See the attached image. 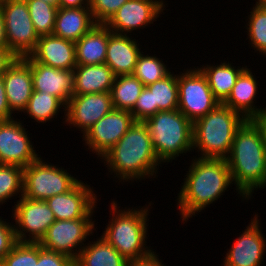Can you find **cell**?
<instances>
[{
  "label": "cell",
  "mask_w": 266,
  "mask_h": 266,
  "mask_svg": "<svg viewBox=\"0 0 266 266\" xmlns=\"http://www.w3.org/2000/svg\"><path fill=\"white\" fill-rule=\"evenodd\" d=\"M96 24L89 7H59L56 12L53 35L75 43Z\"/></svg>",
  "instance_id": "cell-24"
},
{
  "label": "cell",
  "mask_w": 266,
  "mask_h": 266,
  "mask_svg": "<svg viewBox=\"0 0 266 266\" xmlns=\"http://www.w3.org/2000/svg\"><path fill=\"white\" fill-rule=\"evenodd\" d=\"M41 156L23 168V196L47 200L71 190L80 180L64 168L44 162Z\"/></svg>",
  "instance_id": "cell-7"
},
{
  "label": "cell",
  "mask_w": 266,
  "mask_h": 266,
  "mask_svg": "<svg viewBox=\"0 0 266 266\" xmlns=\"http://www.w3.org/2000/svg\"><path fill=\"white\" fill-rule=\"evenodd\" d=\"M140 209H119L117 201L111 202L112 216L105 231L101 235L110 243L127 261L138 260L153 252L151 246L147 247L148 216L151 203ZM112 213V214H111ZM151 248V249H150Z\"/></svg>",
  "instance_id": "cell-4"
},
{
  "label": "cell",
  "mask_w": 266,
  "mask_h": 266,
  "mask_svg": "<svg viewBox=\"0 0 266 266\" xmlns=\"http://www.w3.org/2000/svg\"><path fill=\"white\" fill-rule=\"evenodd\" d=\"M134 122L135 119L129 111L113 108L99 119L82 139L90 152L100 159L127 133Z\"/></svg>",
  "instance_id": "cell-12"
},
{
  "label": "cell",
  "mask_w": 266,
  "mask_h": 266,
  "mask_svg": "<svg viewBox=\"0 0 266 266\" xmlns=\"http://www.w3.org/2000/svg\"><path fill=\"white\" fill-rule=\"evenodd\" d=\"M17 195L23 196V167L0 164V205Z\"/></svg>",
  "instance_id": "cell-34"
},
{
  "label": "cell",
  "mask_w": 266,
  "mask_h": 266,
  "mask_svg": "<svg viewBox=\"0 0 266 266\" xmlns=\"http://www.w3.org/2000/svg\"><path fill=\"white\" fill-rule=\"evenodd\" d=\"M128 261L102 236L85 245L74 266H127Z\"/></svg>",
  "instance_id": "cell-26"
},
{
  "label": "cell",
  "mask_w": 266,
  "mask_h": 266,
  "mask_svg": "<svg viewBox=\"0 0 266 266\" xmlns=\"http://www.w3.org/2000/svg\"><path fill=\"white\" fill-rule=\"evenodd\" d=\"M60 8L89 7V0H59Z\"/></svg>",
  "instance_id": "cell-44"
},
{
  "label": "cell",
  "mask_w": 266,
  "mask_h": 266,
  "mask_svg": "<svg viewBox=\"0 0 266 266\" xmlns=\"http://www.w3.org/2000/svg\"><path fill=\"white\" fill-rule=\"evenodd\" d=\"M14 204L12 219L15 220L13 225L17 242L39 243L55 221L53 211L45 200H33L24 196Z\"/></svg>",
  "instance_id": "cell-11"
},
{
  "label": "cell",
  "mask_w": 266,
  "mask_h": 266,
  "mask_svg": "<svg viewBox=\"0 0 266 266\" xmlns=\"http://www.w3.org/2000/svg\"><path fill=\"white\" fill-rule=\"evenodd\" d=\"M191 162L176 199L183 224L223 197L233 184L226 159L195 156Z\"/></svg>",
  "instance_id": "cell-1"
},
{
  "label": "cell",
  "mask_w": 266,
  "mask_h": 266,
  "mask_svg": "<svg viewBox=\"0 0 266 266\" xmlns=\"http://www.w3.org/2000/svg\"><path fill=\"white\" fill-rule=\"evenodd\" d=\"M256 3L266 10V0H256Z\"/></svg>",
  "instance_id": "cell-47"
},
{
  "label": "cell",
  "mask_w": 266,
  "mask_h": 266,
  "mask_svg": "<svg viewBox=\"0 0 266 266\" xmlns=\"http://www.w3.org/2000/svg\"><path fill=\"white\" fill-rule=\"evenodd\" d=\"M258 82L252 74L250 68L246 67L238 76L230 95L223 102L232 110L240 113L246 120L257 116L266 107L257 108L254 103L258 94Z\"/></svg>",
  "instance_id": "cell-22"
},
{
  "label": "cell",
  "mask_w": 266,
  "mask_h": 266,
  "mask_svg": "<svg viewBox=\"0 0 266 266\" xmlns=\"http://www.w3.org/2000/svg\"><path fill=\"white\" fill-rule=\"evenodd\" d=\"M19 119L0 120V164L27 167L40 156Z\"/></svg>",
  "instance_id": "cell-13"
},
{
  "label": "cell",
  "mask_w": 266,
  "mask_h": 266,
  "mask_svg": "<svg viewBox=\"0 0 266 266\" xmlns=\"http://www.w3.org/2000/svg\"><path fill=\"white\" fill-rule=\"evenodd\" d=\"M30 56L38 63L62 70H73L76 63L75 43L56 35H42Z\"/></svg>",
  "instance_id": "cell-20"
},
{
  "label": "cell",
  "mask_w": 266,
  "mask_h": 266,
  "mask_svg": "<svg viewBox=\"0 0 266 266\" xmlns=\"http://www.w3.org/2000/svg\"><path fill=\"white\" fill-rule=\"evenodd\" d=\"M127 266H166L164 263L162 264L161 259H159L157 253L153 251L150 255L138 259L128 261Z\"/></svg>",
  "instance_id": "cell-41"
},
{
  "label": "cell",
  "mask_w": 266,
  "mask_h": 266,
  "mask_svg": "<svg viewBox=\"0 0 266 266\" xmlns=\"http://www.w3.org/2000/svg\"><path fill=\"white\" fill-rule=\"evenodd\" d=\"M10 119H14V117L7 102L3 78L0 76V120Z\"/></svg>",
  "instance_id": "cell-40"
},
{
  "label": "cell",
  "mask_w": 266,
  "mask_h": 266,
  "mask_svg": "<svg viewBox=\"0 0 266 266\" xmlns=\"http://www.w3.org/2000/svg\"><path fill=\"white\" fill-rule=\"evenodd\" d=\"M38 243L17 242L0 262V266H37Z\"/></svg>",
  "instance_id": "cell-35"
},
{
  "label": "cell",
  "mask_w": 266,
  "mask_h": 266,
  "mask_svg": "<svg viewBox=\"0 0 266 266\" xmlns=\"http://www.w3.org/2000/svg\"><path fill=\"white\" fill-rule=\"evenodd\" d=\"M135 121H144L157 113V106H153L152 92L145 86L137 102L130 112Z\"/></svg>",
  "instance_id": "cell-37"
},
{
  "label": "cell",
  "mask_w": 266,
  "mask_h": 266,
  "mask_svg": "<svg viewBox=\"0 0 266 266\" xmlns=\"http://www.w3.org/2000/svg\"><path fill=\"white\" fill-rule=\"evenodd\" d=\"M23 58L31 66L34 91L48 92L66 106L73 95V70H62L38 63L30 55Z\"/></svg>",
  "instance_id": "cell-18"
},
{
  "label": "cell",
  "mask_w": 266,
  "mask_h": 266,
  "mask_svg": "<svg viewBox=\"0 0 266 266\" xmlns=\"http://www.w3.org/2000/svg\"><path fill=\"white\" fill-rule=\"evenodd\" d=\"M101 160L107 165L110 174H114L120 182H137L150 176L154 178L158 173L157 167L162 165L157 158L147 127L142 121H135Z\"/></svg>",
  "instance_id": "cell-3"
},
{
  "label": "cell",
  "mask_w": 266,
  "mask_h": 266,
  "mask_svg": "<svg viewBox=\"0 0 266 266\" xmlns=\"http://www.w3.org/2000/svg\"><path fill=\"white\" fill-rule=\"evenodd\" d=\"M144 87L134 75L116 76L110 91L113 108L131 112Z\"/></svg>",
  "instance_id": "cell-28"
},
{
  "label": "cell",
  "mask_w": 266,
  "mask_h": 266,
  "mask_svg": "<svg viewBox=\"0 0 266 266\" xmlns=\"http://www.w3.org/2000/svg\"><path fill=\"white\" fill-rule=\"evenodd\" d=\"M16 58L17 56L8 47H0V76L6 72Z\"/></svg>",
  "instance_id": "cell-42"
},
{
  "label": "cell",
  "mask_w": 266,
  "mask_h": 266,
  "mask_svg": "<svg viewBox=\"0 0 266 266\" xmlns=\"http://www.w3.org/2000/svg\"><path fill=\"white\" fill-rule=\"evenodd\" d=\"M43 1H45L48 4H51V5L59 8V0H43Z\"/></svg>",
  "instance_id": "cell-46"
},
{
  "label": "cell",
  "mask_w": 266,
  "mask_h": 266,
  "mask_svg": "<svg viewBox=\"0 0 266 266\" xmlns=\"http://www.w3.org/2000/svg\"><path fill=\"white\" fill-rule=\"evenodd\" d=\"M143 122L162 164L193 151V123L178 109L159 111Z\"/></svg>",
  "instance_id": "cell-6"
},
{
  "label": "cell",
  "mask_w": 266,
  "mask_h": 266,
  "mask_svg": "<svg viewBox=\"0 0 266 266\" xmlns=\"http://www.w3.org/2000/svg\"><path fill=\"white\" fill-rule=\"evenodd\" d=\"M146 87L152 92L153 106H157V112L178 109V74L170 73Z\"/></svg>",
  "instance_id": "cell-30"
},
{
  "label": "cell",
  "mask_w": 266,
  "mask_h": 266,
  "mask_svg": "<svg viewBox=\"0 0 266 266\" xmlns=\"http://www.w3.org/2000/svg\"><path fill=\"white\" fill-rule=\"evenodd\" d=\"M246 119L223 103L193 123V152L201 158L226 159L238 128Z\"/></svg>",
  "instance_id": "cell-5"
},
{
  "label": "cell",
  "mask_w": 266,
  "mask_h": 266,
  "mask_svg": "<svg viewBox=\"0 0 266 266\" xmlns=\"http://www.w3.org/2000/svg\"><path fill=\"white\" fill-rule=\"evenodd\" d=\"M35 31L39 36L53 34L58 7L43 0H25Z\"/></svg>",
  "instance_id": "cell-32"
},
{
  "label": "cell",
  "mask_w": 266,
  "mask_h": 266,
  "mask_svg": "<svg viewBox=\"0 0 266 266\" xmlns=\"http://www.w3.org/2000/svg\"><path fill=\"white\" fill-rule=\"evenodd\" d=\"M226 162L237 194L251 199L254 190L266 186V148L259 128L247 119L238 128Z\"/></svg>",
  "instance_id": "cell-2"
},
{
  "label": "cell",
  "mask_w": 266,
  "mask_h": 266,
  "mask_svg": "<svg viewBox=\"0 0 266 266\" xmlns=\"http://www.w3.org/2000/svg\"><path fill=\"white\" fill-rule=\"evenodd\" d=\"M2 78L11 112H24L34 91L30 64L24 58L17 57Z\"/></svg>",
  "instance_id": "cell-19"
},
{
  "label": "cell",
  "mask_w": 266,
  "mask_h": 266,
  "mask_svg": "<svg viewBox=\"0 0 266 266\" xmlns=\"http://www.w3.org/2000/svg\"><path fill=\"white\" fill-rule=\"evenodd\" d=\"M97 201V195L93 188L81 180L66 193L55 195L46 200L53 211L55 220L92 218Z\"/></svg>",
  "instance_id": "cell-16"
},
{
  "label": "cell",
  "mask_w": 266,
  "mask_h": 266,
  "mask_svg": "<svg viewBox=\"0 0 266 266\" xmlns=\"http://www.w3.org/2000/svg\"><path fill=\"white\" fill-rule=\"evenodd\" d=\"M113 109L111 93L72 95L66 105L65 123L84 134Z\"/></svg>",
  "instance_id": "cell-15"
},
{
  "label": "cell",
  "mask_w": 266,
  "mask_h": 266,
  "mask_svg": "<svg viewBox=\"0 0 266 266\" xmlns=\"http://www.w3.org/2000/svg\"><path fill=\"white\" fill-rule=\"evenodd\" d=\"M92 220L93 218L55 220L39 244L44 249L67 255L75 261L86 245L84 242L89 239L87 236L93 235V230L97 229Z\"/></svg>",
  "instance_id": "cell-10"
},
{
  "label": "cell",
  "mask_w": 266,
  "mask_h": 266,
  "mask_svg": "<svg viewBox=\"0 0 266 266\" xmlns=\"http://www.w3.org/2000/svg\"><path fill=\"white\" fill-rule=\"evenodd\" d=\"M164 0H128L105 23L115 34L131 35L134 30L144 29L161 15Z\"/></svg>",
  "instance_id": "cell-14"
},
{
  "label": "cell",
  "mask_w": 266,
  "mask_h": 266,
  "mask_svg": "<svg viewBox=\"0 0 266 266\" xmlns=\"http://www.w3.org/2000/svg\"><path fill=\"white\" fill-rule=\"evenodd\" d=\"M37 266H74V260L67 255L44 249L38 243Z\"/></svg>",
  "instance_id": "cell-38"
},
{
  "label": "cell",
  "mask_w": 266,
  "mask_h": 266,
  "mask_svg": "<svg viewBox=\"0 0 266 266\" xmlns=\"http://www.w3.org/2000/svg\"><path fill=\"white\" fill-rule=\"evenodd\" d=\"M73 95L110 92L116 75L106 64L76 65Z\"/></svg>",
  "instance_id": "cell-23"
},
{
  "label": "cell",
  "mask_w": 266,
  "mask_h": 266,
  "mask_svg": "<svg viewBox=\"0 0 266 266\" xmlns=\"http://www.w3.org/2000/svg\"><path fill=\"white\" fill-rule=\"evenodd\" d=\"M258 214L236 239L223 261V266H261L266 253L265 235L259 225ZM265 252V253H264Z\"/></svg>",
  "instance_id": "cell-17"
},
{
  "label": "cell",
  "mask_w": 266,
  "mask_h": 266,
  "mask_svg": "<svg viewBox=\"0 0 266 266\" xmlns=\"http://www.w3.org/2000/svg\"><path fill=\"white\" fill-rule=\"evenodd\" d=\"M4 220L0 216V262L17 243L14 225Z\"/></svg>",
  "instance_id": "cell-39"
},
{
  "label": "cell",
  "mask_w": 266,
  "mask_h": 266,
  "mask_svg": "<svg viewBox=\"0 0 266 266\" xmlns=\"http://www.w3.org/2000/svg\"><path fill=\"white\" fill-rule=\"evenodd\" d=\"M0 47H8L6 32H5L4 17L1 9H0Z\"/></svg>",
  "instance_id": "cell-45"
},
{
  "label": "cell",
  "mask_w": 266,
  "mask_h": 266,
  "mask_svg": "<svg viewBox=\"0 0 266 266\" xmlns=\"http://www.w3.org/2000/svg\"><path fill=\"white\" fill-rule=\"evenodd\" d=\"M113 32L105 25L97 23L75 42L77 65H96L105 63L108 37Z\"/></svg>",
  "instance_id": "cell-25"
},
{
  "label": "cell",
  "mask_w": 266,
  "mask_h": 266,
  "mask_svg": "<svg viewBox=\"0 0 266 266\" xmlns=\"http://www.w3.org/2000/svg\"><path fill=\"white\" fill-rule=\"evenodd\" d=\"M129 35L112 33L108 37L105 63L116 76L133 75L141 48Z\"/></svg>",
  "instance_id": "cell-21"
},
{
  "label": "cell",
  "mask_w": 266,
  "mask_h": 266,
  "mask_svg": "<svg viewBox=\"0 0 266 266\" xmlns=\"http://www.w3.org/2000/svg\"><path fill=\"white\" fill-rule=\"evenodd\" d=\"M142 51L138 56L137 63L133 75L137 77L144 86H147L156 81H160L168 76L171 72L167 69L163 59L156 55H145Z\"/></svg>",
  "instance_id": "cell-31"
},
{
  "label": "cell",
  "mask_w": 266,
  "mask_h": 266,
  "mask_svg": "<svg viewBox=\"0 0 266 266\" xmlns=\"http://www.w3.org/2000/svg\"><path fill=\"white\" fill-rule=\"evenodd\" d=\"M246 23L247 39L251 47L266 57V10L259 4H254Z\"/></svg>",
  "instance_id": "cell-33"
},
{
  "label": "cell",
  "mask_w": 266,
  "mask_h": 266,
  "mask_svg": "<svg viewBox=\"0 0 266 266\" xmlns=\"http://www.w3.org/2000/svg\"><path fill=\"white\" fill-rule=\"evenodd\" d=\"M178 75V110L192 123L212 111L220 102L213 96L206 76L191 68Z\"/></svg>",
  "instance_id": "cell-8"
},
{
  "label": "cell",
  "mask_w": 266,
  "mask_h": 266,
  "mask_svg": "<svg viewBox=\"0 0 266 266\" xmlns=\"http://www.w3.org/2000/svg\"><path fill=\"white\" fill-rule=\"evenodd\" d=\"M1 11L4 17L8 48L20 58L29 56L40 36L35 31L25 0H7Z\"/></svg>",
  "instance_id": "cell-9"
},
{
  "label": "cell",
  "mask_w": 266,
  "mask_h": 266,
  "mask_svg": "<svg viewBox=\"0 0 266 266\" xmlns=\"http://www.w3.org/2000/svg\"><path fill=\"white\" fill-rule=\"evenodd\" d=\"M246 67L238 66L236 69L232 63L224 61L220 65L207 64L206 66H200L199 69L206 76L213 96L220 103H223L230 95L238 76Z\"/></svg>",
  "instance_id": "cell-27"
},
{
  "label": "cell",
  "mask_w": 266,
  "mask_h": 266,
  "mask_svg": "<svg viewBox=\"0 0 266 266\" xmlns=\"http://www.w3.org/2000/svg\"><path fill=\"white\" fill-rule=\"evenodd\" d=\"M128 0H89V8L96 23L105 24Z\"/></svg>",
  "instance_id": "cell-36"
},
{
  "label": "cell",
  "mask_w": 266,
  "mask_h": 266,
  "mask_svg": "<svg viewBox=\"0 0 266 266\" xmlns=\"http://www.w3.org/2000/svg\"><path fill=\"white\" fill-rule=\"evenodd\" d=\"M7 0H0V8Z\"/></svg>",
  "instance_id": "cell-48"
},
{
  "label": "cell",
  "mask_w": 266,
  "mask_h": 266,
  "mask_svg": "<svg viewBox=\"0 0 266 266\" xmlns=\"http://www.w3.org/2000/svg\"><path fill=\"white\" fill-rule=\"evenodd\" d=\"M60 109L64 111V116L62 117H66V106L56 96L44 91H33L23 113H27L37 123L46 124L47 121L57 118L56 115L61 111Z\"/></svg>",
  "instance_id": "cell-29"
},
{
  "label": "cell",
  "mask_w": 266,
  "mask_h": 266,
  "mask_svg": "<svg viewBox=\"0 0 266 266\" xmlns=\"http://www.w3.org/2000/svg\"><path fill=\"white\" fill-rule=\"evenodd\" d=\"M259 128L263 143L266 148V109L251 119Z\"/></svg>",
  "instance_id": "cell-43"
}]
</instances>
